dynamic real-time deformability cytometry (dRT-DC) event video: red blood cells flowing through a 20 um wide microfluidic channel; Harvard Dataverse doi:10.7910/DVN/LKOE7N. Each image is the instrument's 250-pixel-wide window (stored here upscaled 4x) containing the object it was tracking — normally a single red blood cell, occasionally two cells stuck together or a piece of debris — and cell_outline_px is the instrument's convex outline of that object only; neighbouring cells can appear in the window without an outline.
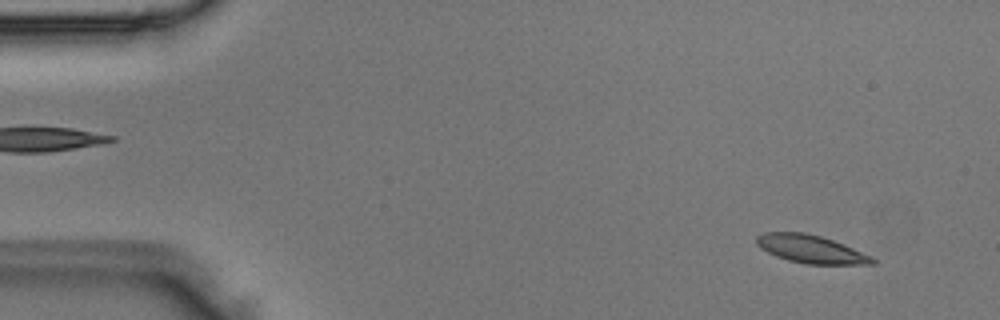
{"species": "Egyptian fruit bat (a non-hibernating species)", "species_latin": "Rousettus aegyptiacus", "temperature_condition": "room temperature", "stored_images_in_passage": 3, "camera_frame_rate_fps": 3000, "um_per_image_px": 0.085, "animal": {"sex": "male"}, "frame": {"image": 1, "passage_image": 1, "time_ms": 0.0, "image_size_px": [1000, 320], "cell_outline_px": [[876, 264], [804, 264], [788, 260], [776, 256], [760, 248], [756, 244], [756, 236], [764, 232], [804, 232], [820, 236], [832, 240], [872, 256], [876, 260]], "centroid_in_image_um": [68.9, 21.17], "position_along_channel_um": 16.1, "area_um2": 18.84}}
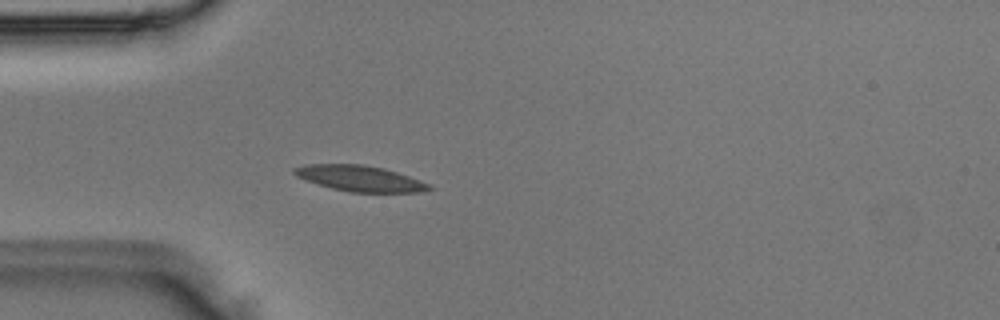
{"frame": {"image": 2, "passage_image": 3, "time_ms": 0.667, "image_size_px": [1000, 320], "cell_outline_px": [[436, 188], [424, 192], [348, 192], [332, 188], [304, 180], [296, 176], [292, 172], [292, 168], [304, 164], [360, 164], [384, 168], [420, 180]], "centroid_in_image_um": [30.57, 15.17], "position_along_channel_um": 54.4, "area_um2": 20.35}}